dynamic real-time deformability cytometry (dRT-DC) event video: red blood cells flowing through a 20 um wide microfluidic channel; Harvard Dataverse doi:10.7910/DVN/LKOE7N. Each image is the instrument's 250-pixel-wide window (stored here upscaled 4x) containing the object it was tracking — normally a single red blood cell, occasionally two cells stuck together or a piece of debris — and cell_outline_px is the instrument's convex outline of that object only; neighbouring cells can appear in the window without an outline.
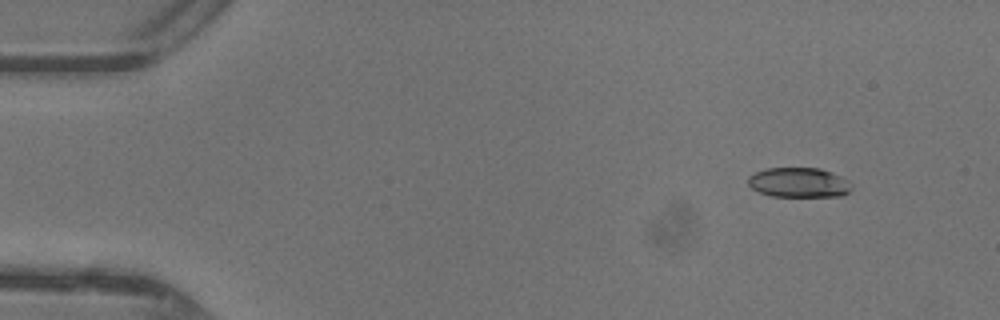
{"species": "common noctule bat (a hibernating species)", "species_latin": "Nyctalus noctula", "temperature_condition": "warm", "stored_images_in_passage": 47, "camera_frame_rate_fps": 3000, "um_per_image_px": 0.085, "animal": {"sex": "female"}, "frame": {"image": 1, "passage_image": 5, "time_ms": 1.333, "image_size_px": [1000, 320], "cell_outline_px": [[852, 188], [848, 192], [840, 196], [772, 196], [760, 192], [752, 188], [748, 184], [748, 176], [764, 168], [820, 168], [832, 172], [848, 180], [852, 184]], "centroid_in_image_um": [67.91, 15.5], "position_along_channel_um": 17.1, "area_um2": 17.98}}
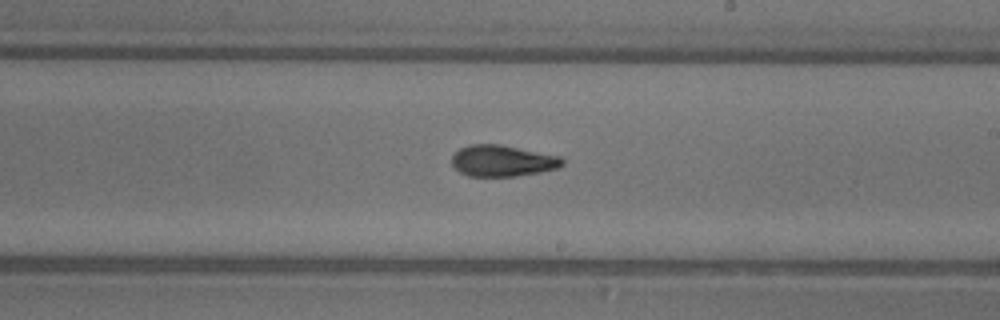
{"frame": {"image": 2, "passage_image": 28, "time_ms": 9.0, "image_size_px": [1000, 320], "cell_outline_px": [[564, 164], [556, 168], [540, 172], [516, 176], [468, 176], [460, 172], [452, 164], [452, 156], [460, 148], [468, 144], [500, 144], [560, 156], [564, 160]], "centroid_in_image_um": [42.7, 13.66], "position_along_channel_um": 246.3, "area_um2": 20.11}}
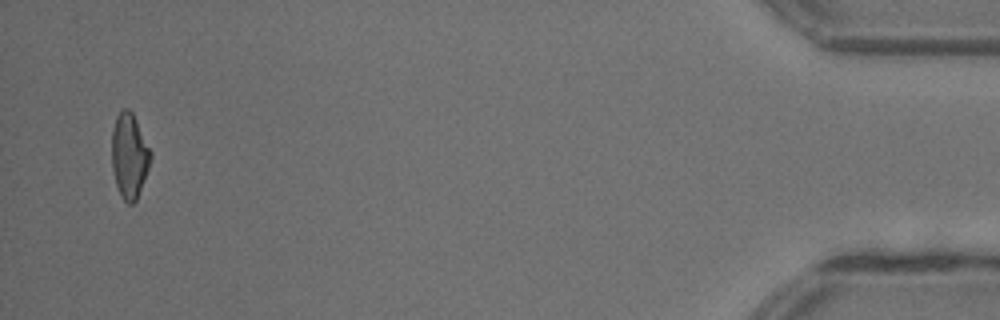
{"frame": {"image": 3, "passage_image": 46, "time_ms": 15.0, "image_size_px": [1000, 320], "cell_outline_px": [[152, 156], [148, 168], [136, 200], [132, 204], [128, 204], [120, 196], [116, 184], [112, 168], [112, 132], [116, 116], [124, 108], [128, 108], [132, 112], [152, 152]], "centroid_in_image_um": [10.99, 13.24], "position_along_channel_um": 424.2, "area_um2": 19.07}, "authors_computed_cell_mechanics": {"area_um2": 19.652, "velocity_mm_per_s": 4.4229, "shape_relaxation_time_tau1_ms": 3.6528, "shape_relaxation_time_tau2_ms": 1.6216, "deformation_change_tau1": 0.1609, "deformation_change_tau2": 0.0937}}